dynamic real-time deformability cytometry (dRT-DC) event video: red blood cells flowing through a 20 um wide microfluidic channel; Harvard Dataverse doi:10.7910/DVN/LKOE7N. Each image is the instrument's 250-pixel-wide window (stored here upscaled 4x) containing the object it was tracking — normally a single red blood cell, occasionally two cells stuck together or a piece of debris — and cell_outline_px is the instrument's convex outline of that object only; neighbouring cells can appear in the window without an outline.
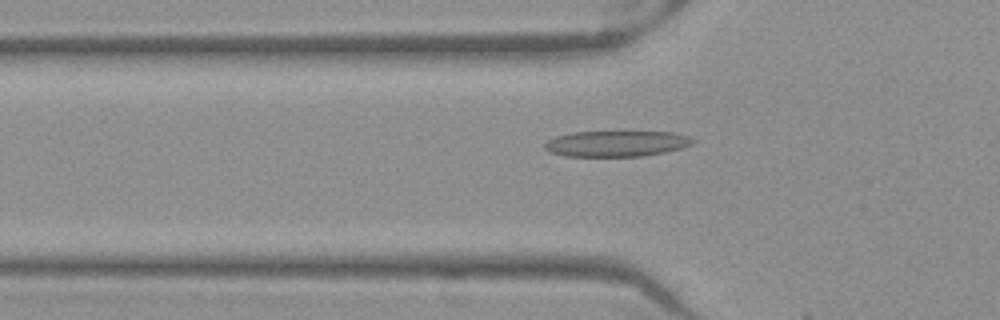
{"species": "Egyptian fruit bat (a non-hibernating species)", "species_latin": "Rousettus aegyptiacus", "temperature_condition": "warm", "stored_images_in_passage": 4, "camera_frame_rate_fps": 3000, "um_per_image_px": 0.085, "frame": {"image": 1, "passage_image": 3, "time_ms": 0.667, "image_size_px": [1000, 320], "cell_outline_px": [[696, 140], [692, 144], [668, 152], [644, 156], [564, 156], [552, 152], [544, 148], [544, 144], [548, 140], [556, 136], [572, 132], [632, 128], [672, 132], [688, 136]], "centroid_in_image_um": [52.46, 12.14], "position_along_channel_um": 73.3, "area_um2": 23.7}}